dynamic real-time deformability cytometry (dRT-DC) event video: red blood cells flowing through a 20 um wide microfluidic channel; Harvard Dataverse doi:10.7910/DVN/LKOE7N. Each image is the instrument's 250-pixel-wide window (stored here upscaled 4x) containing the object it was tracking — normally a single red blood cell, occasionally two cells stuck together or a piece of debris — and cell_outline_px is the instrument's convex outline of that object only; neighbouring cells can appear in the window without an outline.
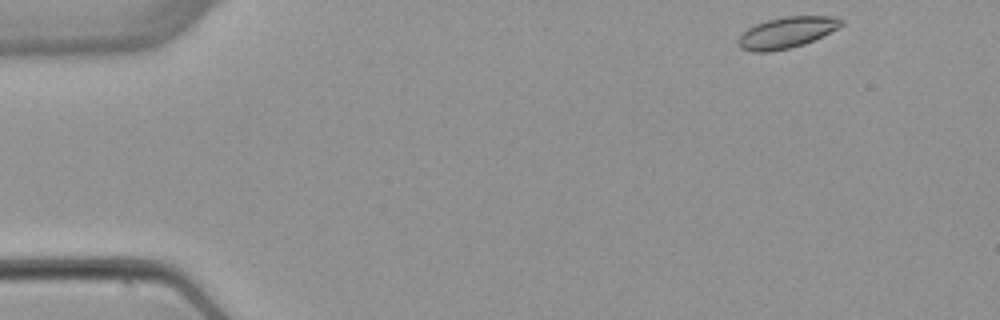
{"species": "common noctule bat (a hibernating species)", "species_latin": "Nyctalus noctula", "temperature_condition": "warm", "stored_images_in_passage": 3, "camera_frame_rate_fps": 3000, "um_per_image_px": 0.085, "animal": {"sex": "female", "body_mass_g": 22.7, "forearm_length_mm": 54.2}, "frame": {"image": 1, "passage_image": 1, "time_ms": 0.0, "image_size_px": [1000, 320], "cell_outline_px": [[844, 24], [804, 44], [792, 48], [768, 52], [752, 52], [740, 48], [736, 44], [736, 40], [748, 28], [756, 24], [768, 20], [784, 16], [840, 16], [844, 20]], "centroid_in_image_um": [66.84, 2.77], "position_along_channel_um": 18.2, "area_um2": 18.73}}
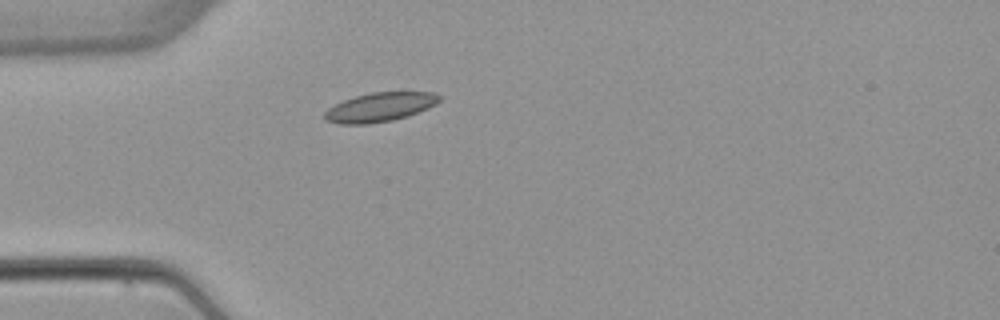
{"frame": {"image": 2, "passage_image": 3, "time_ms": 3.333, "image_size_px": [1000, 320], "cell_outline_px": [[440, 100], [436, 104], [428, 108], [408, 116], [392, 120], [368, 124], [336, 124], [324, 120], [324, 112], [328, 108], [344, 100], [356, 96], [372, 92], [432, 92], [440, 96]], "centroid_in_image_um": [32.26, 9.11], "position_along_channel_um": 52.7, "area_um2": 19.42}}